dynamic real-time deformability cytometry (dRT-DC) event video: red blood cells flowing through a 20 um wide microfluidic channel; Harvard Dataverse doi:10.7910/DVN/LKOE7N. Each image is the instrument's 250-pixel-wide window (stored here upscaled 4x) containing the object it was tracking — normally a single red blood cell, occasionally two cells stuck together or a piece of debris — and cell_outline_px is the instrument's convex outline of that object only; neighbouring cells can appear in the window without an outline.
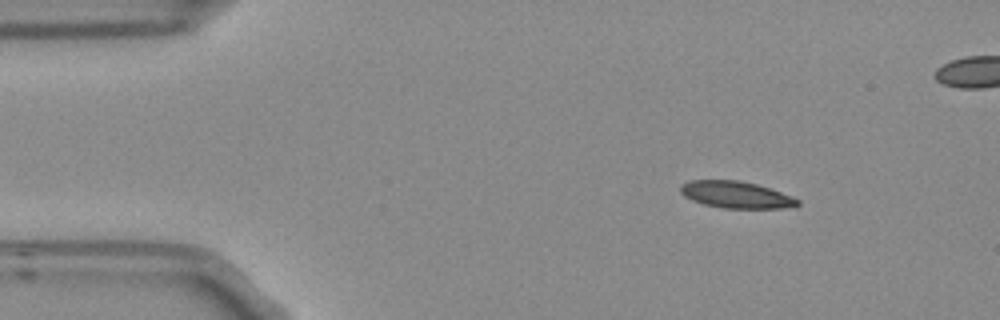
{"species": "Egyptian fruit bat (a non-hibernating species)", "species_latin": "Rousettus aegyptiacus", "temperature_condition": "room temperature", "stored_images_in_passage": 4, "camera_frame_rate_fps": 3000, "um_per_image_px": 0.085, "frame": {"image": 1, "passage_image": 1, "time_ms": 0.0, "image_size_px": [1000, 320], "cell_outline_px": [[800, 204], [780, 208], [720, 208], [704, 204], [692, 200], [684, 196], [680, 192], [680, 184], [688, 180], [740, 180], [756, 184], [792, 196], [800, 200]], "centroid_in_image_um": [62.51, 16.54], "position_along_channel_um": 22.5, "area_um2": 18.26}}